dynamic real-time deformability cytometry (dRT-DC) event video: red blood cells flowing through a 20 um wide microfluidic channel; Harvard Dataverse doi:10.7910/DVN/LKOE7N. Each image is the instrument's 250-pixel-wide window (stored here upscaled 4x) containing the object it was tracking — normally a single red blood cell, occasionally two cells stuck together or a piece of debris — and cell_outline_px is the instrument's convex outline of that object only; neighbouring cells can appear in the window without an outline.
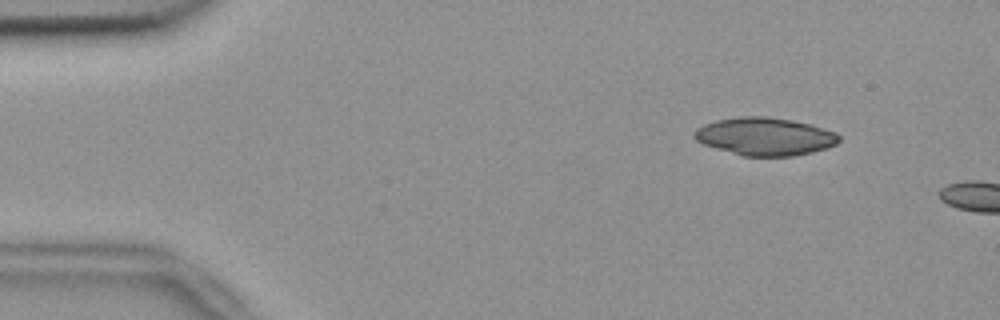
{"species": "common noctule bat (a hibernating species)", "species_latin": "Nyctalus noctula", "temperature_condition": "room temperature", "stored_images_in_passage": 10, "camera_frame_rate_fps": 3000, "um_per_image_px": 0.085, "animal": {"sex": "female", "body_mass_g": 18.4}, "frame": {"image": 1, "passage_image": 6, "time_ms": 1.667, "image_size_px": [1000, 320], "cell_outline_px": [[840, 140], [836, 144], [828, 148], [812, 152], [792, 156], [744, 156], [716, 148], [704, 144], [696, 140], [692, 136], [696, 128], [704, 124], [716, 120], [740, 116], [764, 116], [788, 120], [808, 124], [836, 132], [840, 136]], "centroid_in_image_um": [65.01, 11.6], "position_along_channel_um": 20.0, "area_um2": 31.73}}